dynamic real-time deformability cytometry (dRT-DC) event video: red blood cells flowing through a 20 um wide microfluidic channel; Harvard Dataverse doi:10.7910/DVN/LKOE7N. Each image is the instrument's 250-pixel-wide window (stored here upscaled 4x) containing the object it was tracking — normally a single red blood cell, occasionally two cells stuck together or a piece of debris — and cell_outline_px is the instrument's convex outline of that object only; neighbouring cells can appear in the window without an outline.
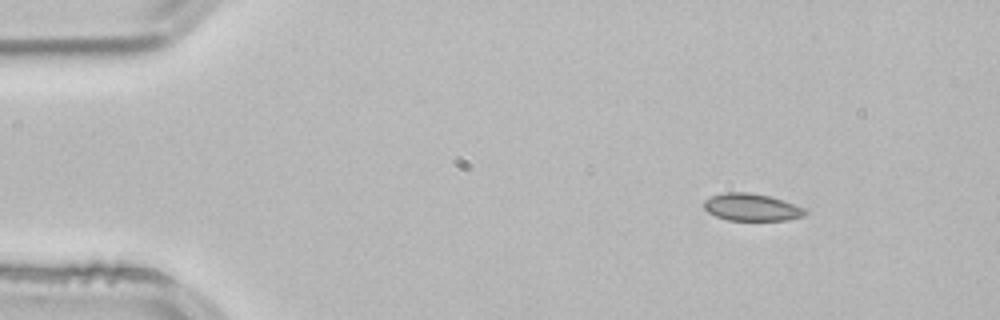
{"species": "common noctule bat (a hibernating species)", "species_latin": "Nyctalus noctula", "temperature_condition": "room temperature", "stored_images_in_passage": 2, "camera_frame_rate_fps": 3000, "um_per_image_px": 0.085, "animal": {"sex": "male", "body_mass_g": 21.5, "forearm_length_mm": 52.0}, "frame": {"image": 1, "passage_image": 1, "time_ms": 0.0, "image_size_px": [1000, 320], "cell_outline_px": [[808, 212], [804, 216], [788, 220], [728, 220], [716, 216], [708, 212], [704, 208], [704, 200], [712, 196], [724, 192], [748, 192], [768, 196], [808, 208]], "centroid_in_image_um": [63.92, 17.62], "position_along_channel_um": 21.1, "area_um2": 16.13}}